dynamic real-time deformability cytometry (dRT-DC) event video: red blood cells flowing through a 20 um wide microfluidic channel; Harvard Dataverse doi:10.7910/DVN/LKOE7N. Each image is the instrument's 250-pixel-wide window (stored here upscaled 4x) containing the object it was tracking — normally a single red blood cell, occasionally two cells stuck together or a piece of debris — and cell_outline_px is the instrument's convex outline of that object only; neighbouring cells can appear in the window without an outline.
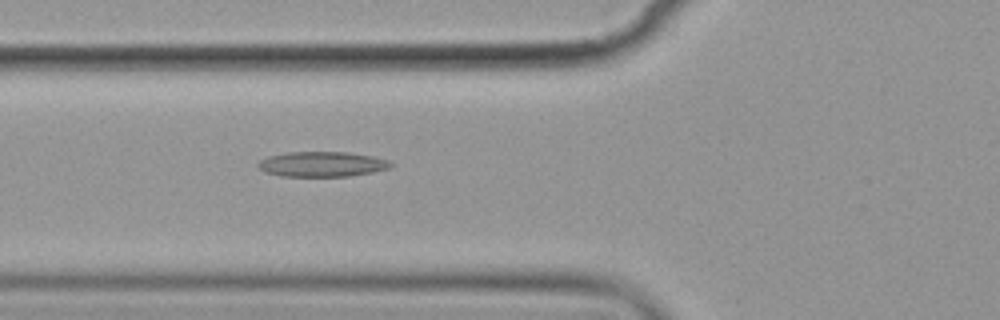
{"species": "common noctule bat (a hibernating species)", "species_latin": "Nyctalus noctula", "temperature_condition": "cold", "stored_images_in_passage": 6, "camera_frame_rate_fps": 3000, "um_per_image_px": 0.085, "animal": {"sex": "female", "body_mass_g": 19.9}, "frame": {"image": 1, "passage_image": 6, "time_ms": 6.667, "image_size_px": [1000, 320], "cell_outline_px": [[392, 164], [388, 168], [372, 172], [348, 176], [280, 176], [264, 172], [256, 164], [260, 160], [268, 156], [288, 152], [344, 152], [372, 156], [388, 160]], "centroid_in_image_um": [27.32, 13.95], "position_along_channel_um": 98.5, "area_um2": 19.25}}